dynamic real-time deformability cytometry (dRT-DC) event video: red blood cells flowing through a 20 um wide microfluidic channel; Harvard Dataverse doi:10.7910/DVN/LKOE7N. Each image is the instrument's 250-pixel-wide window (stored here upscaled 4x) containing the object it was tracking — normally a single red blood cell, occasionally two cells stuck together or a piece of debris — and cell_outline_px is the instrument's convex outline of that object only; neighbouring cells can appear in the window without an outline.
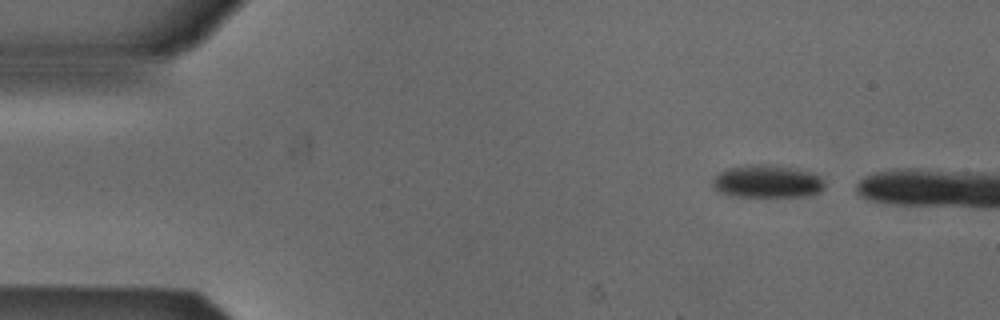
{"species": "Egyptian fruit bat (a non-hibernating species)", "species_latin": "Rousettus aegyptiacus", "temperature_condition": "cold", "stored_images_in_passage": 2, "camera_frame_rate_fps": 3000, "um_per_image_px": 0.085, "animal": {"sex": "male"}, "frame": {"image": 1, "passage_image": 1, "time_ms": 0.0, "image_size_px": [1000, 320], "cell_outline_px": [[824, 188], [820, 192], [804, 196], [764, 200], [728, 196], [712, 188], [712, 180], [720, 172], [728, 168], [748, 164], [772, 164], [796, 168], [812, 172], [820, 176], [824, 180]], "centroid_in_image_um": [65.2, 15.47], "position_along_channel_um": 19.8, "area_um2": 22.77}}